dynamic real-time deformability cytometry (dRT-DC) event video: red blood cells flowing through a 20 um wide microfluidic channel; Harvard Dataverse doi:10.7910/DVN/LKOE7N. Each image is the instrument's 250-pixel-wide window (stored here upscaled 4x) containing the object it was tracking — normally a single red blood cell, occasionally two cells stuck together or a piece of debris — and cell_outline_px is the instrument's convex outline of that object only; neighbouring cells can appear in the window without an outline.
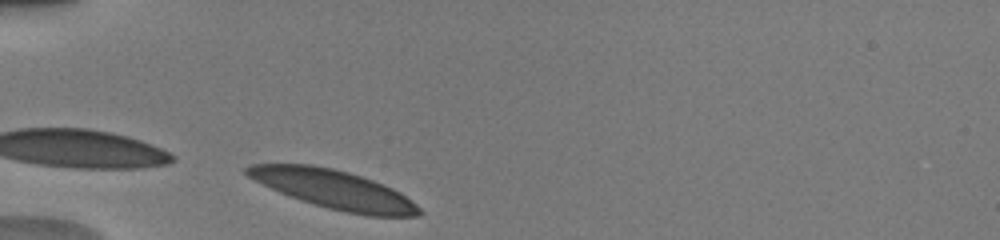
{"species": "human", "species_latin": "Homo sapiens", "temperature_condition": "warm", "stored_images_in_passage": 28, "camera_frame_rate_fps": 3000, "um_per_image_px": 0.085, "donor": {"sex": "male"}, "frame": {"image": 1, "passage_image": 1, "time_ms": 0.0, "image_size_px": [1000, 240], "cell_outline_px": [[424, 212], [420, 216], [368, 216], [344, 212], [328, 208], [300, 200], [280, 192], [248, 176], [244, 172], [244, 168], [252, 164], [312, 164], [332, 168], [348, 172], [372, 180], [392, 188], [400, 192], [412, 200]], "centroid_in_image_um": [28.42, 16.11], "position_along_channel_um": 56.6, "area_um2": 38.61}}
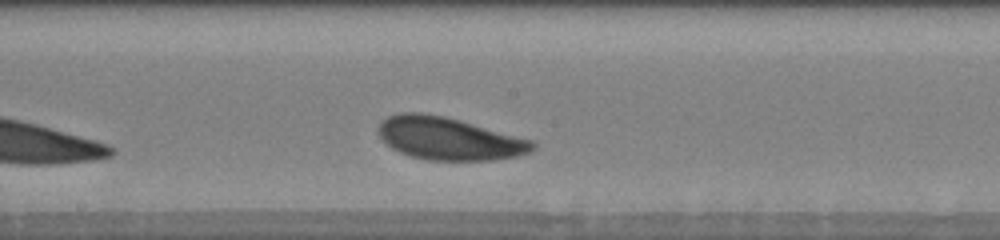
{"frame": {"image": 2, "passage_image": 14, "time_ms": 4.333, "image_size_px": [1000, 240], "cell_outline_px": [[536, 148], [520, 156], [488, 160], [428, 160], [412, 156], [400, 152], [392, 148], [376, 132], [376, 128], [388, 116], [400, 112], [420, 112], [444, 116], [460, 120], [532, 140], [536, 144]], "centroid_in_image_um": [38.15, 11.77], "position_along_channel_um": 210.0, "area_um2": 38.15}}
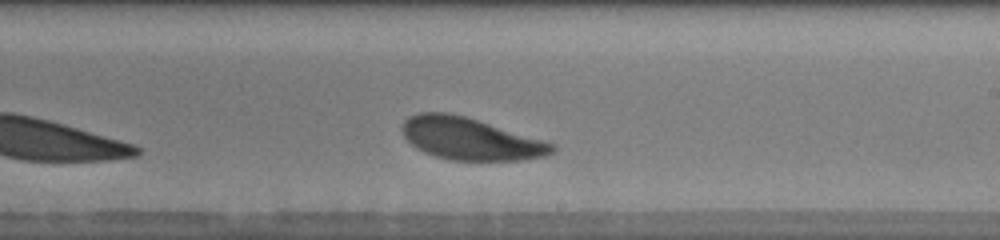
{"frame": {"image": 3, "passage_image": 17, "time_ms": 5.333, "image_size_px": [1000, 240], "cell_outline_px": [[556, 152], [544, 156], [520, 160], [448, 160], [424, 152], [416, 148], [404, 136], [400, 128], [404, 120], [408, 116], [420, 112], [448, 112], [464, 116], [544, 140], [556, 144]], "centroid_in_image_um": [39.96, 11.79], "position_along_channel_um": 249.0, "area_um2": 36.82}, "authors_computed_cell_mechanics": {"area_um2": 38.0902, "velocity_mm_per_s": 3.9048, "shape_relaxation_time_tau1_ms": 1.9209, "shape_relaxation_time_tau2_ms": 5.2354, "deformation_change_tau1": 0.0846, "deformation_change_tau2": 0.1129}}